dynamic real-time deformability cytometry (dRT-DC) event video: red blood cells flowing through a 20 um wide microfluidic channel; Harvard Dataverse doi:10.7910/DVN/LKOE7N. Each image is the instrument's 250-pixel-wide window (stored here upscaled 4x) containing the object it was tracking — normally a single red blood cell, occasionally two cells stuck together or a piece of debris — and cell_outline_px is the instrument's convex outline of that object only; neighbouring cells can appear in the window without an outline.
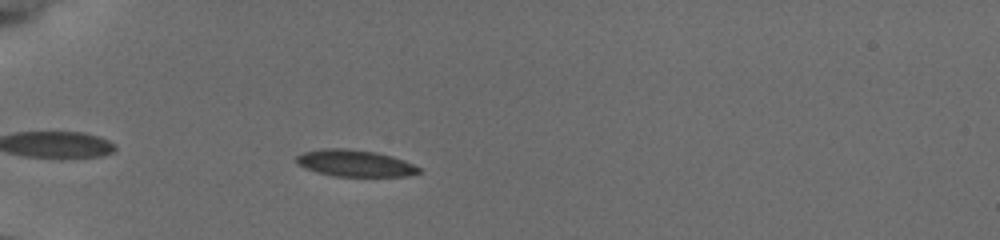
{"species": "common noctule bat (a hibernating species)", "species_latin": "Nyctalus noctula", "temperature_condition": "cold", "stored_images_in_passage": 43, "camera_frame_rate_fps": 3000, "um_per_image_px": 0.085, "animal": {"sex": "female", "body_mass_g": 19.5, "forearm_length_mm": 54.1}, "frame": {"image": 1, "passage_image": 6, "time_ms": 1.667, "image_size_px": [1000, 240], "cell_outline_px": [[424, 172], [408, 176], [336, 176], [316, 172], [296, 164], [296, 156], [304, 152], [324, 148], [344, 148], [372, 152], [392, 156], [404, 160], [420, 168]], "centroid_in_image_um": [30.18, 13.88], "position_along_channel_um": 54.8, "area_um2": 18.96}}
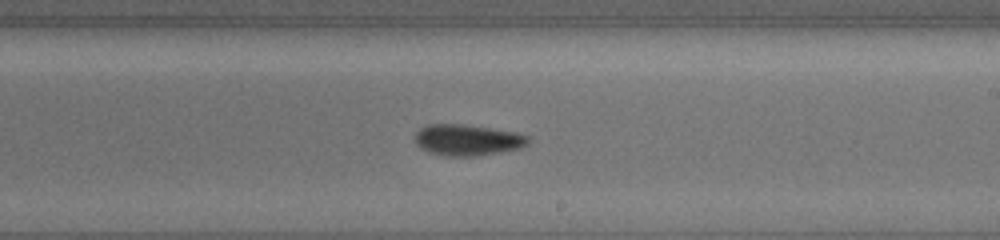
{"frame": {"image": 2, "passage_image": 23, "time_ms": 7.333, "image_size_px": [1000, 240], "cell_outline_px": [[528, 144], [520, 148], [500, 152], [476, 156], [444, 156], [428, 152], [420, 148], [416, 144], [416, 132], [420, 128], [432, 124], [460, 124], [516, 132], [528, 136]], "centroid_in_image_um": [39.72, 11.91], "position_along_channel_um": 249.3, "area_um2": 20.4}}
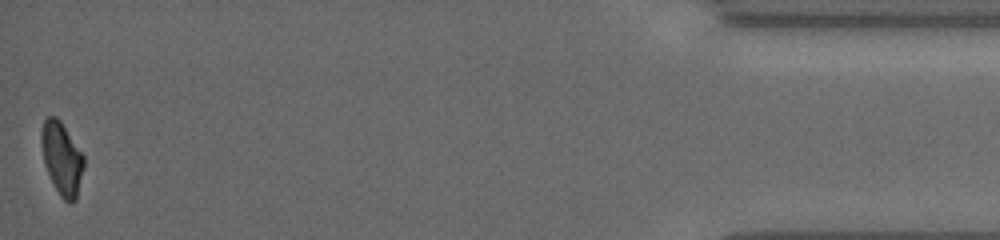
{"frame": {"image": 3, "passage_image": 43, "time_ms": 14.0, "image_size_px": [1000, 240], "cell_outline_px": [[84, 168], [76, 200], [72, 204], [68, 204], [60, 196], [44, 164], [40, 136], [40, 132], [44, 120], [48, 116], [56, 116], [60, 120], [84, 156]], "centroid_in_image_um": [5.26, 13.48], "position_along_channel_um": 429.9, "area_um2": 17.98}, "authors_computed_cell_mechanics": {"area_um2": 19.5364, "velocity_mm_per_s": 3.8267, "shape_relaxation_time_tau1_ms": 5.3029, "shape_relaxation_time_tau2_ms": 4.779, "deformation_change_tau1": 0.1163, "deformation_change_tau2": 0.0936}}